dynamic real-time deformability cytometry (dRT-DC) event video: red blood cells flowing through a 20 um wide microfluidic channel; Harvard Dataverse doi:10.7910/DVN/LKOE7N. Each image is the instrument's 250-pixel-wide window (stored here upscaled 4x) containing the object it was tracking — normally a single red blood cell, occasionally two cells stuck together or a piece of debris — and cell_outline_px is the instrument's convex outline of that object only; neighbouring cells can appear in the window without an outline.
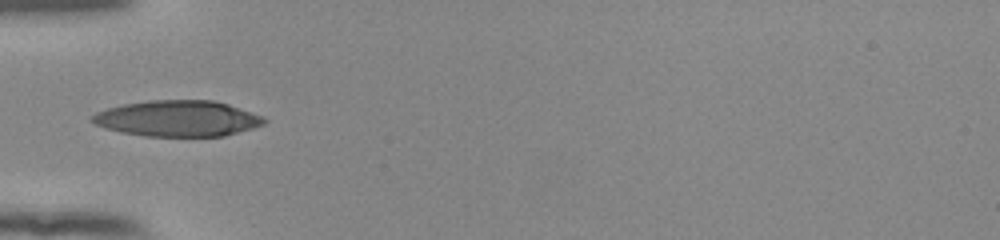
{"species": "human", "species_latin": "Homo sapiens", "temperature_condition": "room temperature", "stored_images_in_passage": 35, "camera_frame_rate_fps": 3000, "um_per_image_px": 0.085, "donor": {"sex": "female"}, "frame": {"image": 1, "passage_image": 1, "time_ms": 0.0, "image_size_px": [1000, 240], "cell_outline_px": [[268, 120], [264, 124], [252, 128], [224, 136], [144, 136], [120, 132], [96, 124], [88, 120], [96, 112], [108, 108], [124, 104], [148, 100], [212, 100], [228, 104], [264, 116]], "centroid_in_image_um": [15.11, 10.07], "position_along_channel_um": 69.9, "area_um2": 36.01}}
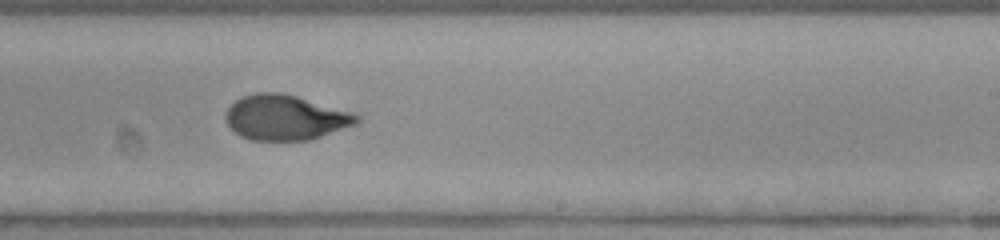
{"frame": {"image": 2, "passage_image": 16, "time_ms": 5.0, "image_size_px": [1000, 240], "cell_outline_px": [[360, 120], [356, 124], [308, 140], [252, 140], [240, 136], [228, 124], [224, 116], [228, 108], [240, 96], [256, 92], [280, 92], [296, 96], [356, 112], [360, 116]], "centroid_in_image_um": [24.27, 9.97], "position_along_channel_um": 264.7, "area_um2": 34.51}}
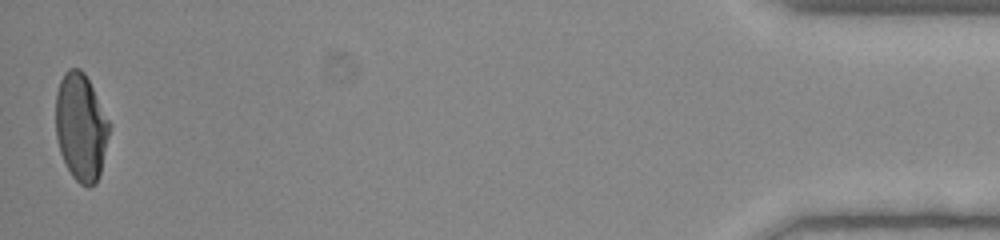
{"frame": {"image": 3, "passage_image": 35, "time_ms": 11.333, "image_size_px": [1000, 240], "cell_outline_px": [[112, 124], [100, 172], [96, 184], [88, 188], [80, 184], [72, 176], [60, 152], [56, 136], [56, 92], [60, 80], [64, 72], [68, 68], [80, 68], [84, 72]], "centroid_in_image_um": [6.89, 10.79], "position_along_channel_um": 428.3, "area_um2": 33.81}, "authors_computed_cell_mechanics": {"area_um2": 34.6222, "velocity_mm_per_s": 3.9171, "shape_relaxation_time_tau1_ms": 5.2605, "shape_relaxation_time_tau2_ms": 0.9298, "deformation_change_tau1": 0.2169, "deformation_change_tau2": 0.0585}}